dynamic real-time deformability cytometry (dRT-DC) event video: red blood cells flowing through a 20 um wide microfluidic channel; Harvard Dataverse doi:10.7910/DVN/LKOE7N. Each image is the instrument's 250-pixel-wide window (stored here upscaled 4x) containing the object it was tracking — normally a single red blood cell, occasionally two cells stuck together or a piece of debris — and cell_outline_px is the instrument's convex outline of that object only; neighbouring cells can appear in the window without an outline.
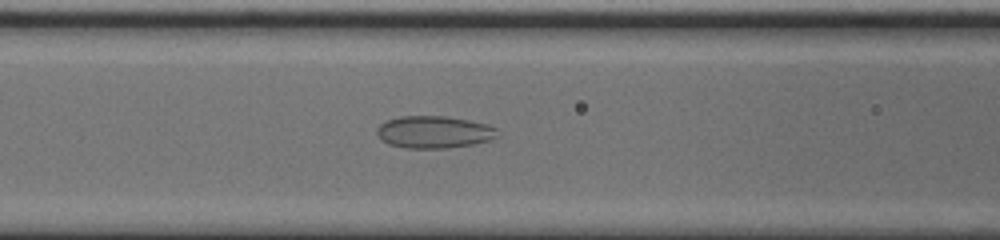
{"species": "common noctule bat (a hibernating species)", "species_latin": "Nyctalus noctula", "temperature_condition": "cold", "stored_images_in_passage": 43, "camera_frame_rate_fps": 3000, "um_per_image_px": 0.085, "animal": {"sex": "male", "body_mass_g": 20.0, "forearm_length_mm": 53.3}, "frame": {"image": 1, "passage_image": 10, "time_ms": 3.0, "image_size_px": [1000, 240], "cell_outline_px": [[500, 136], [492, 140], [472, 144], [448, 148], [404, 148], [388, 144], [376, 132], [376, 128], [380, 124], [388, 120], [400, 116], [448, 116], [468, 120], [484, 124], [496, 128]], "centroid_in_image_um": [36.91, 11.23], "position_along_channel_um": 129.7, "area_um2": 22.66}}
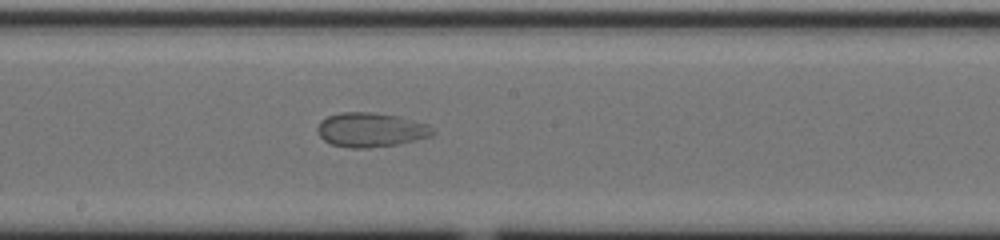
{"frame": {"image": 2, "passage_image": 17, "time_ms": 5.333, "image_size_px": [1000, 240], "cell_outline_px": [[436, 132], [432, 136], [396, 144], [368, 148], [352, 148], [332, 144], [324, 140], [316, 132], [316, 128], [320, 120], [328, 116], [340, 112], [372, 112], [396, 116], [428, 124]], "centroid_in_image_um": [31.49, 11.03], "position_along_channel_um": 216.7, "area_um2": 23.0}}
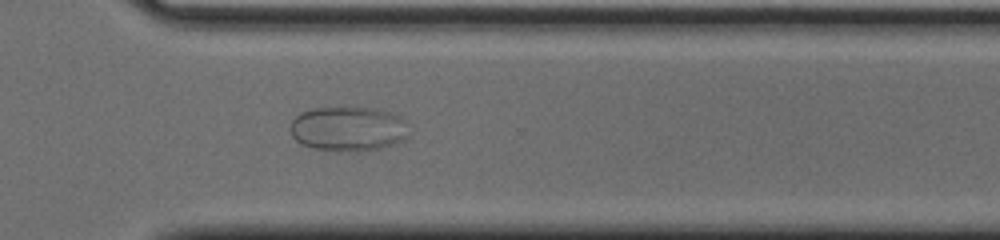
{"frame": {"image": 3, "passage_image": 27, "time_ms": 8.667, "image_size_px": [1000, 240], "cell_outline_px": [[408, 136], [404, 140], [380, 148], [356, 152], [312, 148], [300, 144], [292, 136], [288, 128], [292, 120], [300, 112], [312, 108], [380, 108], [400, 116], [408, 120]], "centroid_in_image_um": [29.61, 10.94], "position_along_channel_um": 341.0, "area_um2": 31.33}}